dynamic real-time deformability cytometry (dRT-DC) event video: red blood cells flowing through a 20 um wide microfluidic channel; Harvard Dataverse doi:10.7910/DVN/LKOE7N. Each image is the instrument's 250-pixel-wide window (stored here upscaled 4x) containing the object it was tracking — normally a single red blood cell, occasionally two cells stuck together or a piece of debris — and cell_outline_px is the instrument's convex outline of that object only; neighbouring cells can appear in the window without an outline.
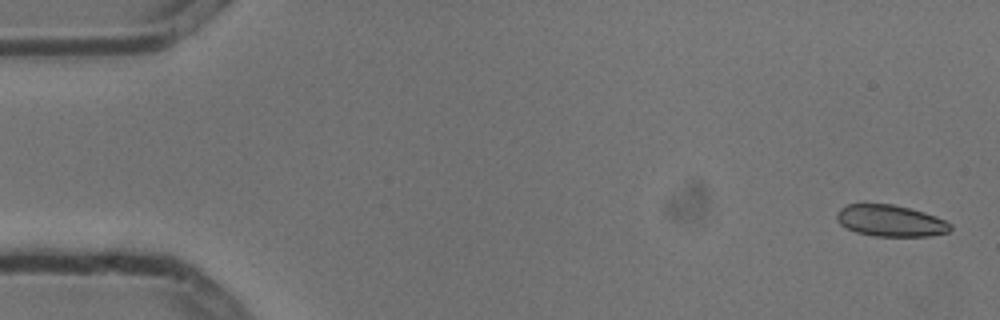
{"species": "common noctule bat (a hibernating species)", "species_latin": "Nyctalus noctula", "temperature_condition": "cold", "stored_images_in_passage": 5, "camera_frame_rate_fps": 3000, "um_per_image_px": 0.085, "animal": {"sex": "male", "body_mass_g": 13.3}, "frame": {"image": 1, "passage_image": 1, "time_ms": 0.0, "image_size_px": [1000, 320], "cell_outline_px": [[952, 228], [948, 232], [928, 236], [872, 236], [856, 232], [840, 224], [836, 220], [836, 212], [840, 208], [848, 204], [892, 204], [924, 212], [936, 216], [952, 224]], "centroid_in_image_um": [75.68, 18.76], "position_along_channel_um": 9.3, "area_um2": 20.87}}
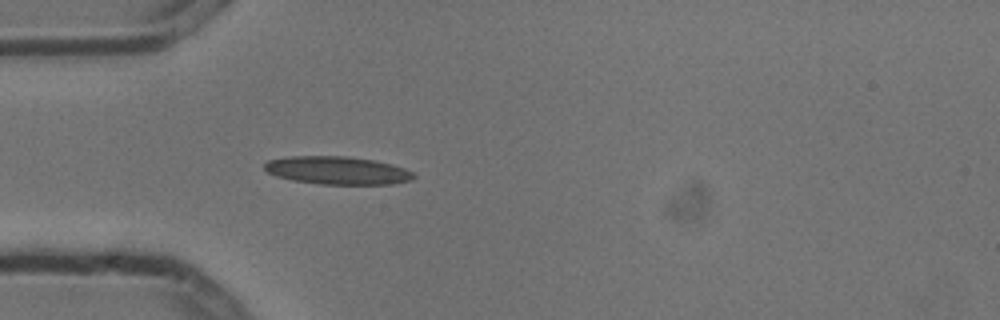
{"frame": {"image": 2, "passage_image": 5, "time_ms": 1.333, "image_size_px": [1000, 320], "cell_outline_px": [[416, 176], [412, 180], [392, 184], [320, 184], [292, 180], [276, 176], [268, 172], [264, 168], [264, 164], [268, 160], [292, 156], [348, 156], [372, 160], [392, 164], [404, 168], [412, 172]], "centroid_in_image_um": [28.68, 14.48], "position_along_channel_um": 56.3, "area_um2": 24.28}}